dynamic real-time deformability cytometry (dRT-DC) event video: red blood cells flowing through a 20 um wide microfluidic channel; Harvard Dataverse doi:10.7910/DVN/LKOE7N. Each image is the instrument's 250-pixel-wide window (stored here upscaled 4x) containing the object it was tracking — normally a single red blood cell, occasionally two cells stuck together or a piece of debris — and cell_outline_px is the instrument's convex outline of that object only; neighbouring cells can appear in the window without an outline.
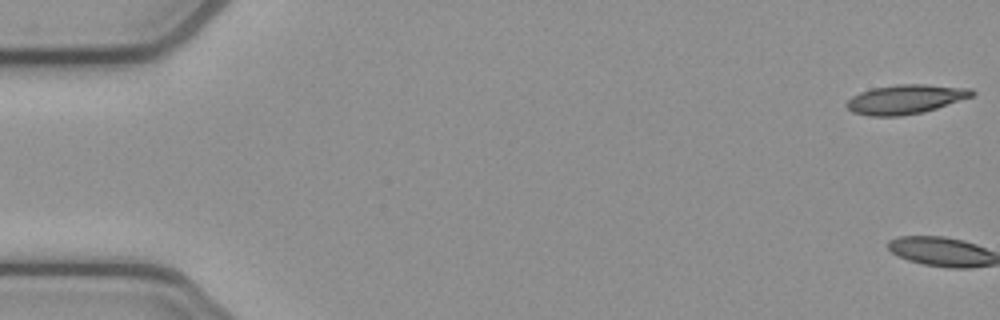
{"species": "common noctule bat (a hibernating species)", "species_latin": "Nyctalus noctula", "temperature_condition": "cold", "stored_images_in_passage": 3, "camera_frame_rate_fps": 3000, "um_per_image_px": 0.085, "animal": {"sex": "female", "body_mass_g": 21.9}, "frame": {"image": 1, "passage_image": 1, "time_ms": 0.0, "image_size_px": [1000, 320], "cell_outline_px": [[976, 92], [972, 96], [924, 112], [900, 116], [872, 116], [852, 112], [844, 104], [852, 96], [860, 92], [872, 88], [896, 84], [924, 84], [972, 88]], "centroid_in_image_um": [76.95, 8.43], "position_along_channel_um": 8.0, "area_um2": 21.39}}